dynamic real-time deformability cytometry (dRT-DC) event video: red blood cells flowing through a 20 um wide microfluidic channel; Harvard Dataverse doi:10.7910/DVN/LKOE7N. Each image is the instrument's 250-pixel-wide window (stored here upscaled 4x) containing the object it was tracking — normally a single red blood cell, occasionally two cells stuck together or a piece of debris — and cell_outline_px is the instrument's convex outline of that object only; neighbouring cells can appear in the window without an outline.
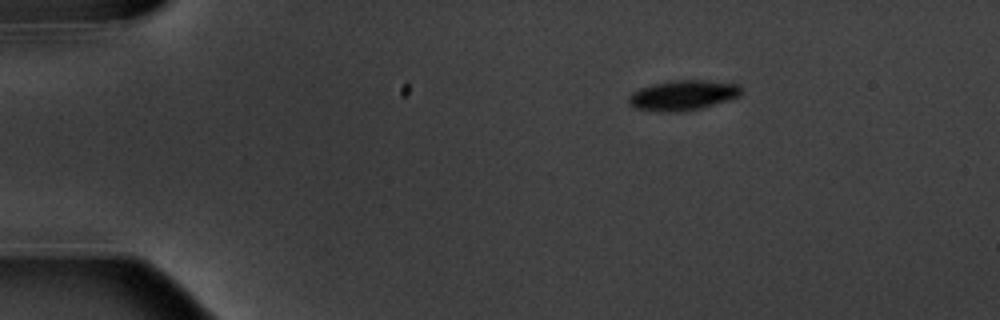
{"species": "common noctule bat (a hibernating species)", "species_latin": "Nyctalus noctula", "temperature_condition": "warm", "stored_images_in_passage": 13, "camera_frame_rate_fps": 3000, "um_per_image_px": 0.085, "animal": {"sex": "male", "body_mass_g": 20.1, "forearm_length_mm": 53.5}, "frame": {"image": 1, "passage_image": 1, "time_ms": 0.0, "image_size_px": [1000, 320], "cell_outline_px": [[740, 96], [704, 108], [680, 112], [664, 112], [636, 108], [628, 104], [628, 96], [632, 92], [640, 88], [656, 84], [676, 80], [700, 80], [740, 84]], "centroid_in_image_um": [58.05, 8.11], "position_along_channel_um": 27.0, "area_um2": 19.65}}
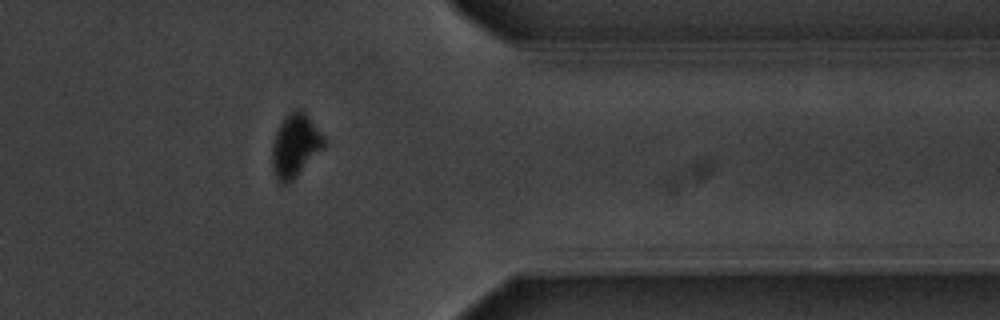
{"frame": {"image": 2, "passage_image": 11, "time_ms": 12.333, "image_size_px": [1000, 320], "cell_outline_px": [[324, 148], [292, 180], [284, 184], [276, 176], [272, 168], [272, 144], [276, 132], [284, 116], [296, 108], [300, 108], [308, 116], [324, 136]], "centroid_in_image_um": [25.09, 12.33], "position_along_channel_um": 386.3, "area_um2": 18.79}}
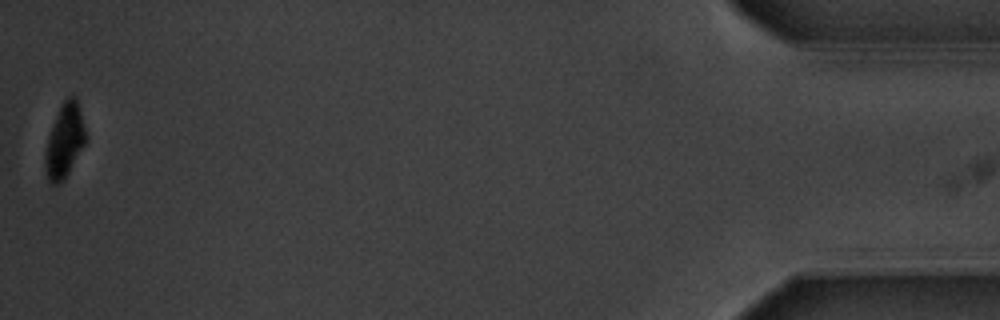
{"frame": {"image": 3, "passage_image": 13, "time_ms": 15.667, "image_size_px": [1000, 320], "cell_outline_px": [[84, 144], [64, 180], [60, 184], [52, 184], [48, 180], [44, 164], [44, 156], [48, 136], [52, 124], [60, 104], [68, 96], [76, 96], [84, 124]], "centroid_in_image_um": [5.45, 11.96], "position_along_channel_um": 429.7, "area_um2": 17.28}, "authors_computed_cell_mechanics": {"area_um2": 20.0566, "velocity_mm_per_s": 3.5992, "shape_relaxation_time_tau1_ms": 1.5254, "shape_relaxation_time_tau2_ms": null, "deformation_change_tau1": 0.0785, "deformation_change_tau2": null}}